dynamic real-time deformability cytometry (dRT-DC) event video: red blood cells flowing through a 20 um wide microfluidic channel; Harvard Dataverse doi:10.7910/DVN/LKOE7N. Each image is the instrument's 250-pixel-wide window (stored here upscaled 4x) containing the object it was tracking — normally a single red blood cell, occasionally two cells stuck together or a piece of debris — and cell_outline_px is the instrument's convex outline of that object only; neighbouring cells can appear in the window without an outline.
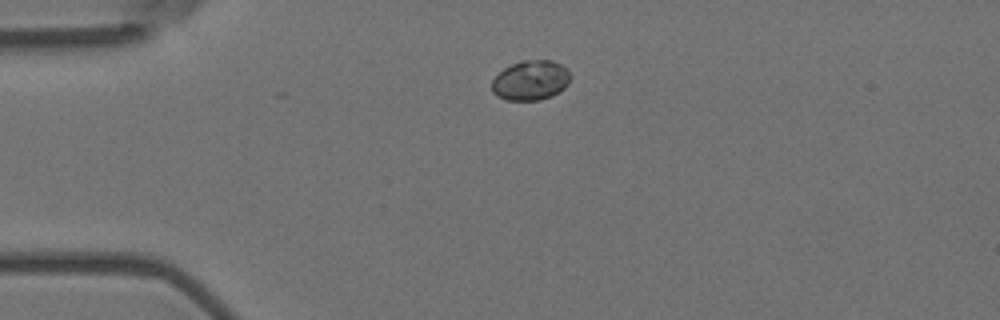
{"species": "Egyptian fruit bat (a non-hibernating species)", "species_latin": "Rousettus aegyptiacus", "temperature_condition": "room temperature", "stored_images_in_passage": 3, "camera_frame_rate_fps": 3000, "um_per_image_px": 0.085, "animal": {"sex": "female"}, "frame": {"image": 1, "passage_image": 1, "time_ms": 0.0, "image_size_px": [1000, 320], "cell_outline_px": [[568, 84], [564, 88], [552, 96], [540, 100], [508, 100], [496, 96], [492, 92], [492, 80], [504, 68], [512, 64], [524, 60], [552, 60], [560, 64], [568, 72]], "centroid_in_image_um": [45.07, 6.84], "position_along_channel_um": 39.9, "area_um2": 18.03}}